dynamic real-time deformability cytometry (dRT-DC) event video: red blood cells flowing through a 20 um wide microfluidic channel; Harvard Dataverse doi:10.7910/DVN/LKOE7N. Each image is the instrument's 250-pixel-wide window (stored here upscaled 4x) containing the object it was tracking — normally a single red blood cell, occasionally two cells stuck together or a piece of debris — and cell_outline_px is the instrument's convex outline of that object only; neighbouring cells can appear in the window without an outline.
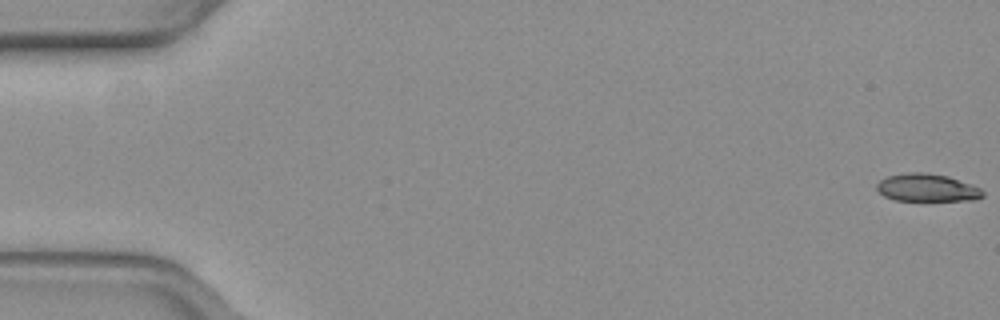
{"species": "common noctule bat (a hibernating species)", "species_latin": "Nyctalus noctula", "temperature_condition": "warm", "stored_images_in_passage": 54, "camera_frame_rate_fps": 3000, "um_per_image_px": 0.085, "animal": {"sex": "female", "body_mass_g": 19.3, "forearm_length_mm": 54.1}, "frame": {"image": 1, "passage_image": 1, "time_ms": 0.0, "image_size_px": [1000, 320], "cell_outline_px": [[984, 196], [976, 200], [896, 200], [884, 196], [876, 188], [876, 184], [880, 180], [888, 176], [908, 172], [924, 172], [948, 176], [972, 184], [980, 188], [984, 192]], "centroid_in_image_um": [78.82, 15.95], "position_along_channel_um": 6.2, "area_um2": 17.11}}
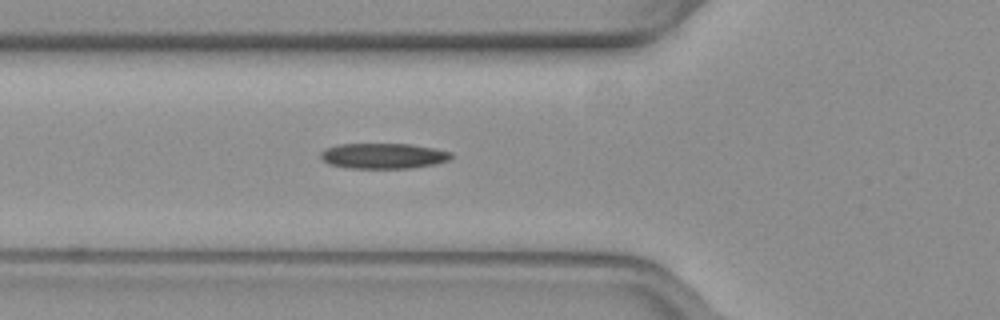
{"frame": {"image": 2, "passage_image": 20, "time_ms": 6.333, "image_size_px": [1000, 320], "cell_outline_px": [[452, 156], [448, 160], [436, 164], [412, 168], [348, 168], [328, 164], [320, 156], [320, 152], [324, 148], [340, 144], [408, 144], [432, 148], [452, 152]], "centroid_in_image_um": [32.56, 13.25], "position_along_channel_um": 93.2, "area_um2": 19.36}}
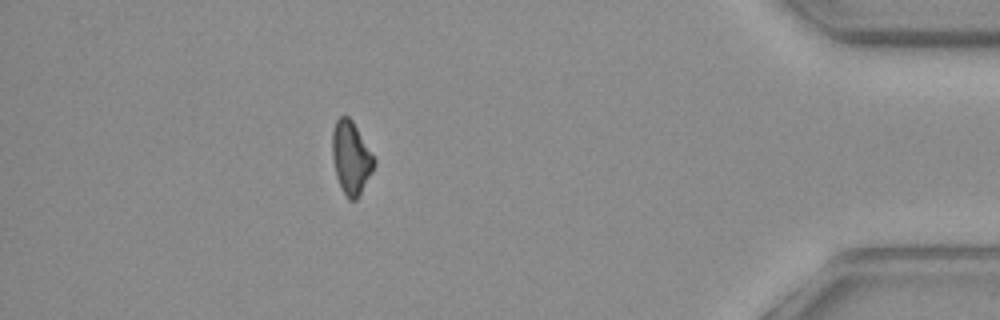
{"frame": {"image": 3, "passage_image": 48, "time_ms": 15.667, "image_size_px": [1000, 320], "cell_outline_px": [[376, 164], [372, 172], [356, 200], [348, 200], [340, 188], [336, 176], [332, 160], [332, 132], [336, 120], [340, 116], [348, 116], [352, 120], [376, 160]], "centroid_in_image_um": [29.82, 13.42], "position_along_channel_um": 405.4, "area_um2": 17.8}, "authors_computed_cell_mechanics": {"area_um2": 18.7561, "velocity_mm_per_s": 3.8787, "shape_relaxation_time_tau1_ms": 3.6588, "shape_relaxation_time_tau2_ms": null, "deformation_change_tau1": 0.122, "deformation_change_tau2": null}}